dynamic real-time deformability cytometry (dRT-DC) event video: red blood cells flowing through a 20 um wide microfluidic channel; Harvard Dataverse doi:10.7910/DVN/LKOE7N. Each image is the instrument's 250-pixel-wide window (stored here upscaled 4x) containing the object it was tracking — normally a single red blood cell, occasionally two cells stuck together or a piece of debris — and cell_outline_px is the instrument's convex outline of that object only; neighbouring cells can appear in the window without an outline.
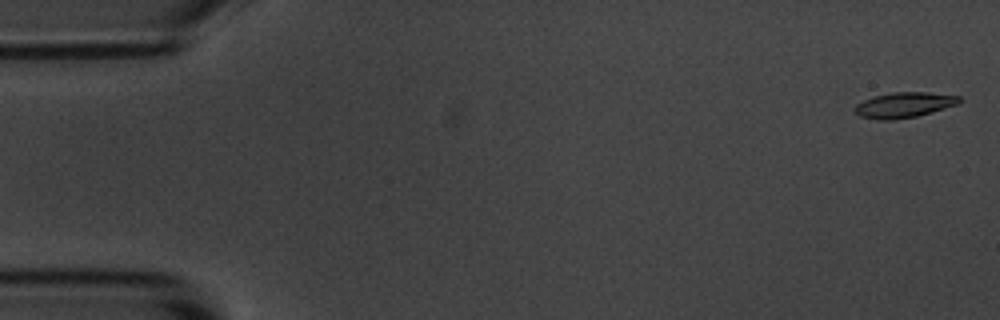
{"species": "common noctule bat (a hibernating species)", "species_latin": "Nyctalus noctula", "temperature_condition": "room temperature", "stored_images_in_passage": 5, "camera_frame_rate_fps": 3000, "um_per_image_px": 0.085, "animal": {"sex": "male", "body_mass_g": 20.1, "forearm_length_mm": 53.5}, "frame": {"image": 1, "passage_image": 1, "time_ms": 0.0, "image_size_px": [1000, 320], "cell_outline_px": [[960, 104], [932, 112], [916, 116], [892, 120], [880, 120], [860, 116], [856, 112], [856, 104], [864, 100], [876, 96], [892, 92], [928, 92], [960, 96]], "centroid_in_image_um": [76.89, 8.92], "position_along_channel_um": 8.1, "area_um2": 15.32}}
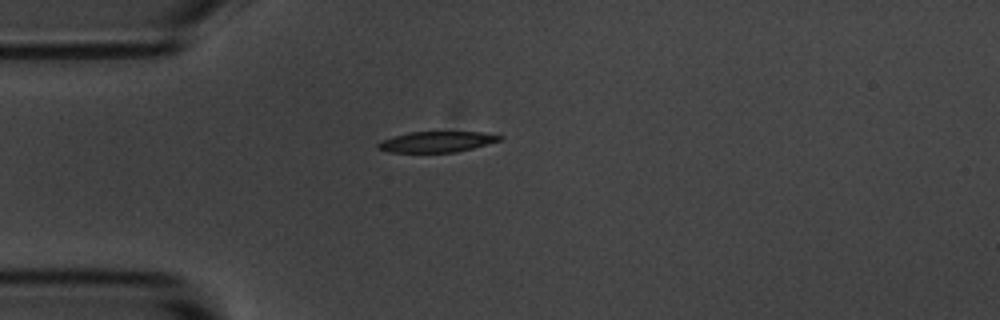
{"frame": {"image": 2, "passage_image": 4, "time_ms": 4.333, "image_size_px": [1000, 320], "cell_outline_px": [[504, 136], [500, 140], [472, 148], [456, 152], [388, 152], [376, 148], [376, 144], [380, 140], [408, 132], [480, 132]], "centroid_in_image_um": [37.05, 12.05], "position_along_channel_um": 47.9, "area_um2": 14.62}}